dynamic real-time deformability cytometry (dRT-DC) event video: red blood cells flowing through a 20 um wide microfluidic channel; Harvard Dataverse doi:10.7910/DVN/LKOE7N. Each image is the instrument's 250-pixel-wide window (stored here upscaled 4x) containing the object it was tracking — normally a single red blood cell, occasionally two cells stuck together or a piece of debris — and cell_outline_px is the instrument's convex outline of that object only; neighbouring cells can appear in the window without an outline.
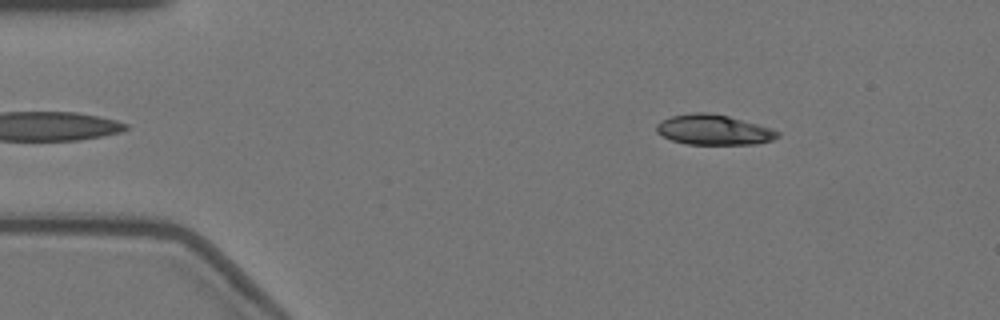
{"species": "Egyptian fruit bat (a non-hibernating species)", "species_latin": "Rousettus aegyptiacus", "temperature_condition": "warm", "stored_images_in_passage": 27, "camera_frame_rate_fps": 3000, "um_per_image_px": 0.085, "animal": {"sex": "female"}, "frame": {"image": 1, "passage_image": 2, "time_ms": 0.333, "image_size_px": [1000, 320], "cell_outline_px": [[780, 136], [772, 140], [756, 144], [688, 144], [672, 140], [656, 132], [656, 124], [660, 120], [672, 116], [692, 112], [708, 112], [728, 116], [772, 128], [780, 132]], "centroid_in_image_um": [60.66, 11.03], "position_along_channel_um": 24.3, "area_um2": 21.33}}